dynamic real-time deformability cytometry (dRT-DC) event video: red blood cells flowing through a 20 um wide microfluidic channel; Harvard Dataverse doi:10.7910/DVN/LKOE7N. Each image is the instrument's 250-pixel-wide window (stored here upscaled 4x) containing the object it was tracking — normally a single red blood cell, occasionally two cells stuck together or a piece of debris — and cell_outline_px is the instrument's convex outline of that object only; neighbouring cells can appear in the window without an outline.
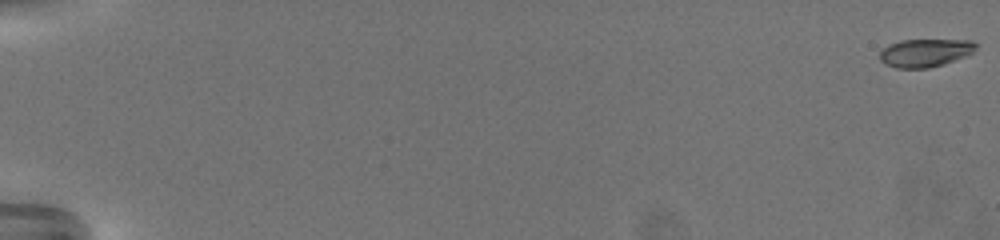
{"species": "common noctule bat (a hibernating species)", "species_latin": "Nyctalus noctula", "temperature_condition": "warm", "stored_images_in_passage": 68, "camera_frame_rate_fps": 3000, "um_per_image_px": 0.085, "animal": {"sex": "female", "body_mass_g": 19.5, "forearm_length_mm": 54.1}, "frame": {"image": 1, "passage_image": 1, "time_ms": 0.0, "image_size_px": [1000, 240], "cell_outline_px": [[976, 48], [972, 52], [964, 56], [944, 64], [928, 68], [896, 68], [884, 64], [880, 60], [880, 52], [888, 44], [900, 40], [972, 40], [976, 44]], "centroid_in_image_um": [78.6, 4.49], "position_along_channel_um": 6.4, "area_um2": 15.66}}
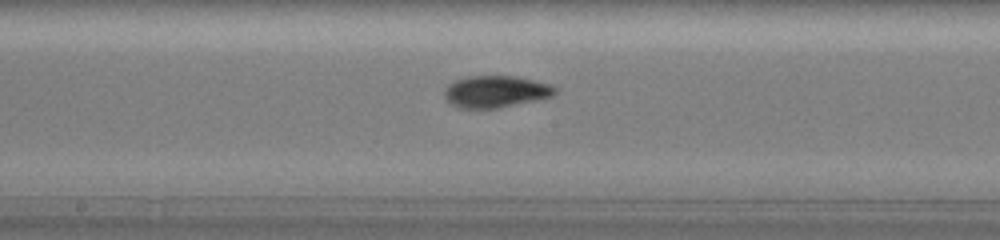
{"frame": {"image": 2, "passage_image": 40, "time_ms": 13.0, "image_size_px": [1000, 240], "cell_outline_px": [[556, 92], [552, 96], [536, 100], [496, 108], [460, 108], [452, 104], [444, 96], [444, 92], [448, 84], [456, 80], [468, 76], [516, 76], [552, 84], [556, 88]], "centroid_in_image_um": [42.15, 7.77], "position_along_channel_um": 206.1, "area_um2": 20.4}}
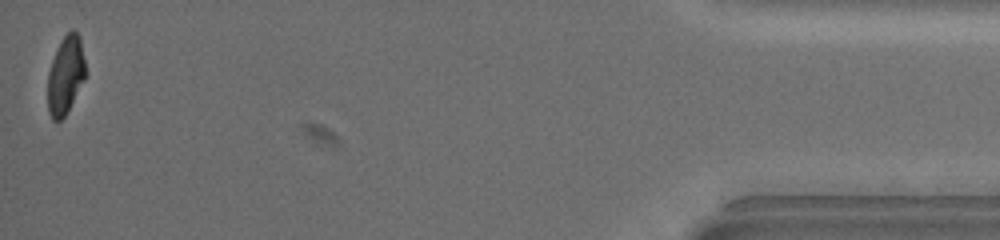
{"frame": {"image": 3, "passage_image": 68, "time_ms": 22.333, "image_size_px": [1000, 240], "cell_outline_px": [[84, 80], [64, 116], [60, 120], [52, 120], [48, 112], [48, 72], [52, 60], [60, 40], [72, 28], [76, 32], [80, 40], [84, 60]], "centroid_in_image_um": [5.54, 6.38], "position_along_channel_um": 429.7, "area_um2": 16.76}, "authors_computed_cell_mechanics": {"area_um2": 18.496, "velocity_mm_per_s": 3.2501, "shape_relaxation_time_tau1_ms": 5.754, "shape_relaxation_time_tau2_ms": 2.1272, "deformation_change_tau1": 0.1777, "deformation_change_tau2": 0.0703}}